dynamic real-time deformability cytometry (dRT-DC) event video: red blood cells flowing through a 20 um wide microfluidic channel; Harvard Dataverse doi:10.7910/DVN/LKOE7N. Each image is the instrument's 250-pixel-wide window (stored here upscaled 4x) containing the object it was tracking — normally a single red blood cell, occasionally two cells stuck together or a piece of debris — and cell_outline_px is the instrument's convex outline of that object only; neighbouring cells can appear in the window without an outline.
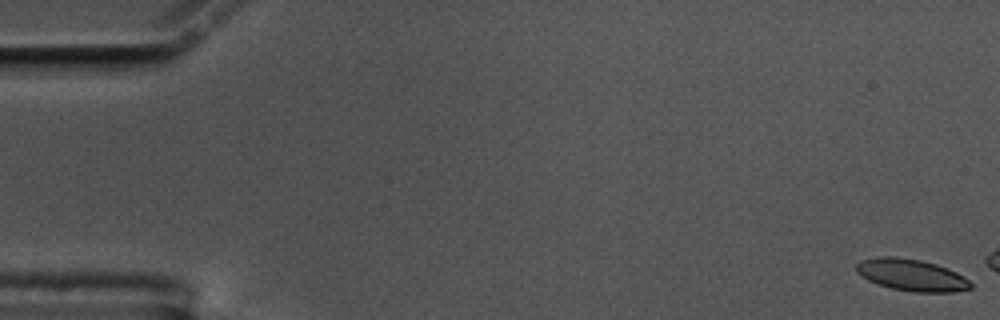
{"species": "common noctule bat (a hibernating species)", "species_latin": "Nyctalus noctula", "temperature_condition": "cold", "stored_images_in_passage": 7, "camera_frame_rate_fps": 3000, "um_per_image_px": 0.085, "animal": {"sex": "male", "body_mass_g": 17.5, "forearm_length_mm": 52.3}, "frame": {"image": 1, "passage_image": 1, "time_ms": 0.0, "image_size_px": [1000, 320], "cell_outline_px": [[972, 288], [952, 292], [912, 292], [892, 288], [868, 280], [856, 272], [856, 264], [860, 260], [880, 256], [896, 256], [920, 260], [936, 264], [948, 268], [964, 276], [972, 284]], "centroid_in_image_um": [77.48, 23.37], "position_along_channel_um": 7.5, "area_um2": 21.21}}